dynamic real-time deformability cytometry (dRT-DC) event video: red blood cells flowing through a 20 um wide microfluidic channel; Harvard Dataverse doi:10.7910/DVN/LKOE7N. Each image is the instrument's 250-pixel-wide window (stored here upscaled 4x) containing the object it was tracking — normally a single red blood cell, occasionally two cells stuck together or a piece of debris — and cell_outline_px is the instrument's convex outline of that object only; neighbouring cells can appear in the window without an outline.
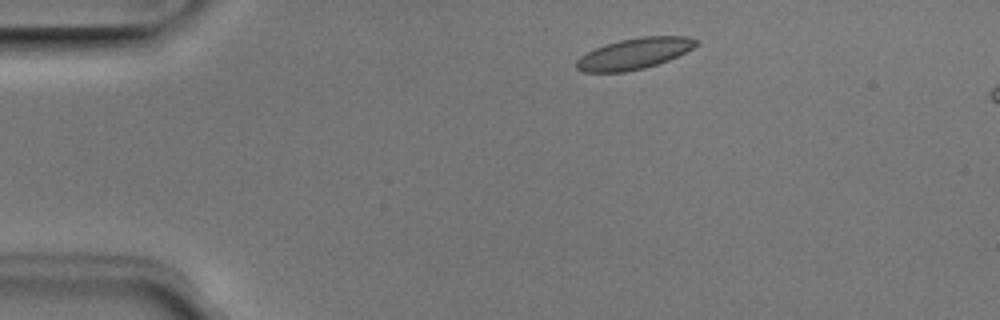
{"species": "Egyptian fruit bat (a non-hibernating species)", "species_latin": "Rousettus aegyptiacus", "temperature_condition": "room temperature", "stored_images_in_passage": 4, "camera_frame_rate_fps": 3000, "um_per_image_px": 0.085, "animal": {"sex": "male"}, "frame": {"image": 1, "passage_image": 1, "time_ms": 0.0, "image_size_px": [1000, 320], "cell_outline_px": [[700, 44], [668, 60], [644, 68], [624, 72], [584, 72], [576, 68], [576, 60], [580, 56], [604, 44], [620, 40], [640, 36], [688, 36], [700, 40]], "centroid_in_image_um": [53.93, 4.54], "position_along_channel_um": 31.1, "area_um2": 21.62}}
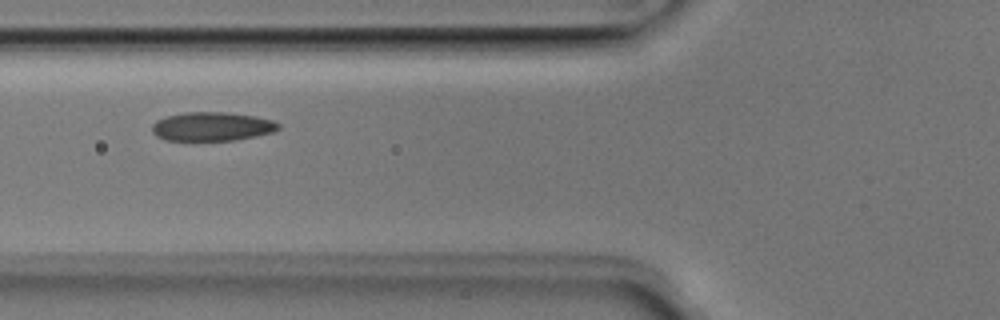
{"frame": {"image": 2, "passage_image": 4, "time_ms": 1.0, "image_size_px": [1000, 320], "cell_outline_px": [[280, 128], [272, 132], [256, 136], [232, 140], [168, 140], [156, 136], [152, 132], [152, 124], [156, 120], [164, 116], [188, 112], [224, 112], [252, 116], [272, 120], [280, 124]], "centroid_in_image_um": [17.99, 10.75], "position_along_channel_um": 107.8, "area_um2": 21.1}}